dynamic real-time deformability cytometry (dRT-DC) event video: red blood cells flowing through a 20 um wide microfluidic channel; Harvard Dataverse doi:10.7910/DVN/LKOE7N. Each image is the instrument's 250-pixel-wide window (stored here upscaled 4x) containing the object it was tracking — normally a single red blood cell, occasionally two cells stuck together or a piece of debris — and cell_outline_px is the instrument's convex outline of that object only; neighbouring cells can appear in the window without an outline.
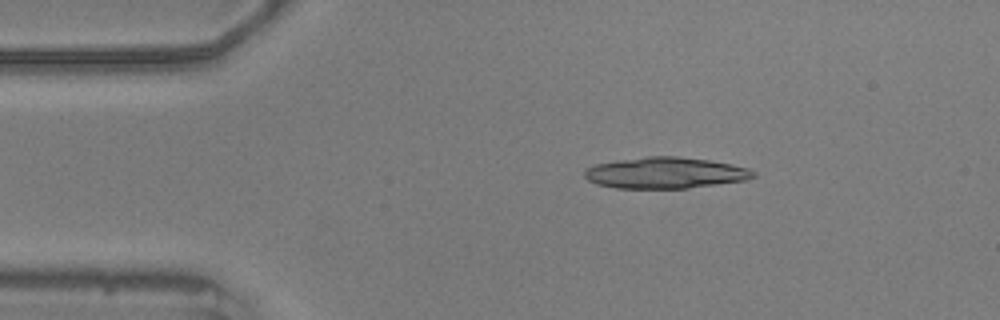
{"species": "common noctule bat (a hibernating species)", "species_latin": "Nyctalus noctula", "temperature_condition": "warm", "stored_images_in_passage": 16, "camera_frame_rate_fps": 3000, "um_per_image_px": 0.085, "animal": {"sex": "male", "body_mass_g": 20.5, "forearm_length_mm": 52.5}, "frame": {"image": 1, "passage_image": 9, "time_ms": 2.667, "image_size_px": [1000, 320], "cell_outline_px": [[756, 176], [744, 180], [688, 188], [616, 188], [596, 184], [588, 180], [584, 176], [584, 172], [588, 168], [596, 164], [620, 160], [648, 156], [676, 156], [708, 160], [732, 164], [748, 168], [756, 172]], "centroid_in_image_um": [56.56, 14.69], "position_along_channel_um": 28.4, "area_um2": 30.46}}